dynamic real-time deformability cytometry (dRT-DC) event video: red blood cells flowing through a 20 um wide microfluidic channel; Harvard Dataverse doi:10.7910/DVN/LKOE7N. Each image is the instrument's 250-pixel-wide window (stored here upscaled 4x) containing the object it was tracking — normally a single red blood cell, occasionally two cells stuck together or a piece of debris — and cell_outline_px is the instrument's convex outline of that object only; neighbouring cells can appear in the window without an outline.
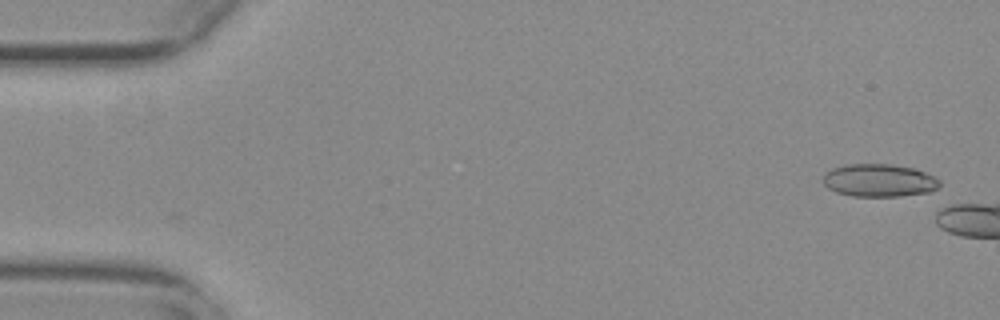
{"species": "common noctule bat (a hibernating species)", "species_latin": "Nyctalus noctula", "temperature_condition": "warm", "stored_images_in_passage": 8, "camera_frame_rate_fps": 3000, "um_per_image_px": 0.085, "animal": {"sex": "female", "body_mass_g": 29.2, "forearm_length_mm": 56.3}, "frame": {"image": 1, "passage_image": 2, "time_ms": 0.333, "image_size_px": [1000, 320], "cell_outline_px": [[940, 184], [932, 192], [900, 196], [852, 196], [836, 192], [828, 188], [824, 184], [824, 176], [832, 168], [844, 164], [892, 164], [916, 168], [936, 176], [940, 180]], "centroid_in_image_um": [74.77, 15.33], "position_along_channel_um": 10.2, "area_um2": 22.48}}